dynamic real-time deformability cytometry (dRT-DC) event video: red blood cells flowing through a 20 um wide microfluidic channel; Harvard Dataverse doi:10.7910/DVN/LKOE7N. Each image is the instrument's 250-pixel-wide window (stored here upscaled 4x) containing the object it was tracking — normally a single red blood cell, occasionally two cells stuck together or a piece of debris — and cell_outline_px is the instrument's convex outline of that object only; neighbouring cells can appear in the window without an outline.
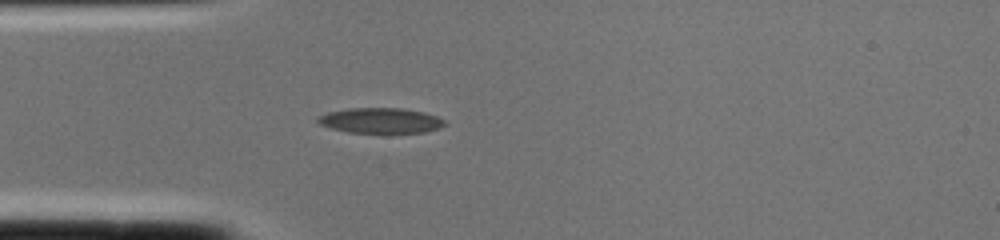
{"species": "common noctule bat (a hibernating species)", "species_latin": "Nyctalus noctula", "temperature_condition": "cold", "stored_images_in_passage": 2, "camera_frame_rate_fps": 3000, "um_per_image_px": 0.085, "animal": {"sex": "female", "body_mass_g": 22.0, "forearm_length_mm": 56.7}, "frame": {"image": 1, "passage_image": 2, "time_ms": 0.333, "image_size_px": [1000, 240], "cell_outline_px": [[448, 124], [440, 128], [424, 132], [348, 132], [332, 128], [320, 124], [316, 120], [316, 116], [328, 112], [348, 108], [400, 108], [424, 112], [436, 116], [444, 120]], "centroid_in_image_um": [32.35, 10.23], "position_along_channel_um": 52.7, "area_um2": 18.61}}